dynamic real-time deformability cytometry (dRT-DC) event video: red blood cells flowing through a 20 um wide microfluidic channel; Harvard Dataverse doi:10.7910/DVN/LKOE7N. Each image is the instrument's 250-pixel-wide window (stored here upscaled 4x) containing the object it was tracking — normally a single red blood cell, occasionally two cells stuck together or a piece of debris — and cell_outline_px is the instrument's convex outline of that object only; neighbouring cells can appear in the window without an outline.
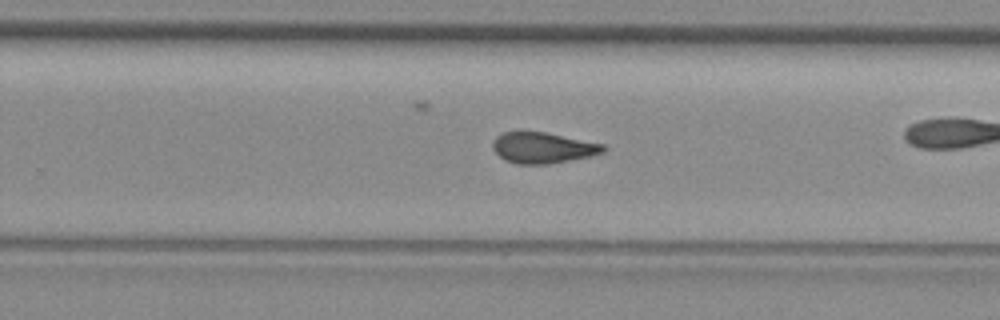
{"species": "common noctule bat (a hibernating species)", "species_latin": "Nyctalus noctula", "temperature_condition": "room temperature", "stored_images_in_passage": 29, "camera_frame_rate_fps": 3000, "um_per_image_px": 0.085, "animal": {"sex": "female", "body_mass_g": 29.2, "forearm_length_mm": 56.3}, "frame": {"image": 1, "passage_image": 21, "time_ms": 6.667, "image_size_px": [1000, 320], "cell_outline_px": [[608, 148], [604, 152], [588, 156], [548, 164], [516, 164], [504, 160], [492, 148], [492, 140], [496, 136], [504, 132], [544, 132], [604, 144]], "centroid_in_image_um": [46.12, 12.56], "position_along_channel_um": 283.7, "area_um2": 19.77}}